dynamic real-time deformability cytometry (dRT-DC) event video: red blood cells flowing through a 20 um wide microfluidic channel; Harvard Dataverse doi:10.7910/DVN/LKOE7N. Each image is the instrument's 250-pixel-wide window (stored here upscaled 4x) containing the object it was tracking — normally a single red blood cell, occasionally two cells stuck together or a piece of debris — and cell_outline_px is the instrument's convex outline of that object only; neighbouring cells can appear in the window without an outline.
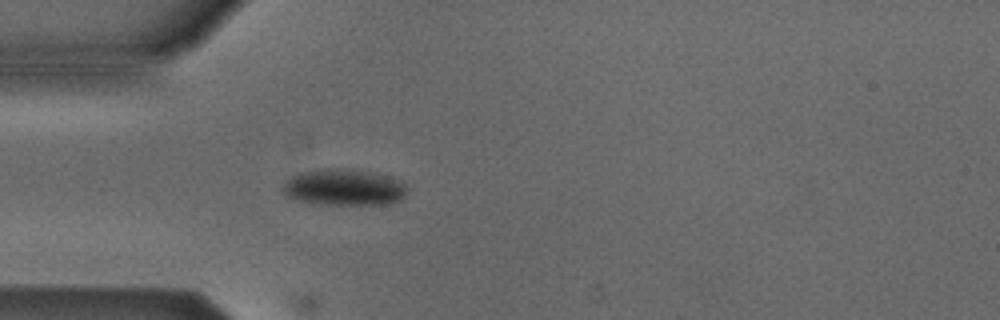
{"species": "Egyptian fruit bat (a non-hibernating species)", "species_latin": "Rousettus aegyptiacus", "temperature_condition": "cold", "stored_images_in_passage": 6, "camera_frame_rate_fps": 3000, "um_per_image_px": 0.085, "animal": {"sex": "male"}, "frame": {"image": 1, "passage_image": 5, "time_ms": 5.0, "image_size_px": [1000, 320], "cell_outline_px": [[408, 188], [404, 196], [400, 200], [392, 204], [312, 204], [296, 200], [288, 196], [280, 188], [284, 180], [300, 172], [320, 168], [352, 168], [392, 176], [404, 184]], "centroid_in_image_um": [29.21, 15.91], "position_along_channel_um": 55.8, "area_um2": 26.99}}